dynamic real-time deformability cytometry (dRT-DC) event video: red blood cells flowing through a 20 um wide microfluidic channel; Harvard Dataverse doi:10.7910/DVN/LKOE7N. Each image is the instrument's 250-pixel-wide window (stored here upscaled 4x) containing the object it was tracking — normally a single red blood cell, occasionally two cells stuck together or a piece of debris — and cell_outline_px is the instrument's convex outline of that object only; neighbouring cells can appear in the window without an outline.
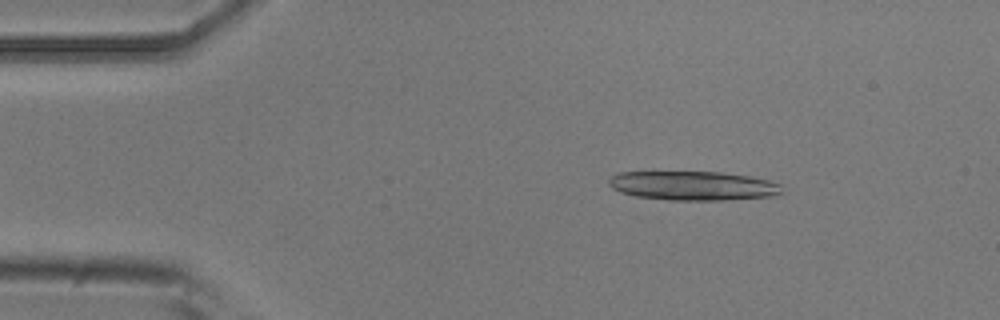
{"species": "common noctule bat (a hibernating species)", "species_latin": "Nyctalus noctula", "temperature_condition": "room temperature", "stored_images_in_passage": 3, "camera_frame_rate_fps": 3000, "um_per_image_px": 0.085, "animal": {"sex": "male", "body_mass_g": 20.5, "forearm_length_mm": 52.5}, "frame": {"image": 1, "passage_image": 1, "time_ms": 0.0, "image_size_px": [1000, 320], "cell_outline_px": [[780, 192], [776, 196], [724, 200], [668, 200], [636, 196], [620, 192], [612, 188], [608, 184], [608, 180], [616, 172], [720, 172], [748, 176], [768, 180], [780, 184]], "centroid_in_image_um": [58.87, 15.79], "position_along_channel_um": 26.1, "area_um2": 29.36}}